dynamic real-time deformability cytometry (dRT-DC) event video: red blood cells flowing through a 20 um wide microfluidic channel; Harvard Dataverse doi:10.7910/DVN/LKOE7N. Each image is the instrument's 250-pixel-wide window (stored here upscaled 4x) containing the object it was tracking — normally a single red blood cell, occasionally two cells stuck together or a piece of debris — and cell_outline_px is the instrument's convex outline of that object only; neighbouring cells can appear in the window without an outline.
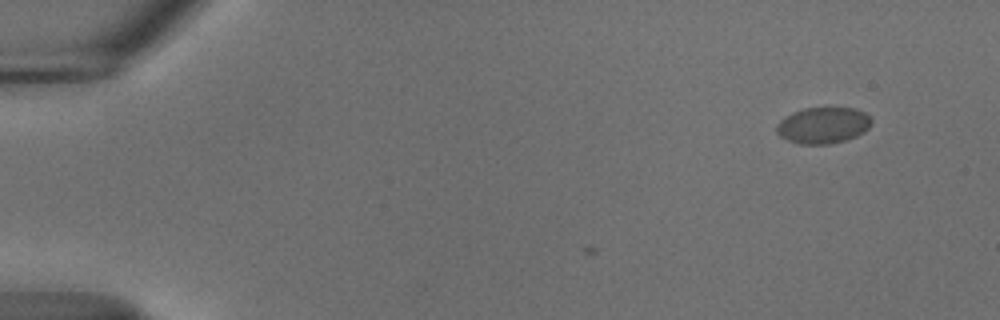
{"species": "common noctule bat (a hibernating species)", "species_latin": "Nyctalus noctula", "temperature_condition": "cold", "stored_images_in_passage": 4, "camera_frame_rate_fps": 3000, "um_per_image_px": 0.085, "animal": {"sex": "male", "body_mass_g": 18.8}, "frame": {"image": 1, "passage_image": 1, "time_ms": 0.0, "image_size_px": [1000, 320], "cell_outline_px": [[872, 124], [864, 132], [856, 136], [844, 140], [828, 144], [800, 144], [788, 140], [780, 136], [776, 132], [776, 124], [784, 116], [792, 112], [804, 108], [856, 108], [864, 112], [872, 120]], "centroid_in_image_um": [69.94, 10.64], "position_along_channel_um": 15.1, "area_um2": 20.11}}